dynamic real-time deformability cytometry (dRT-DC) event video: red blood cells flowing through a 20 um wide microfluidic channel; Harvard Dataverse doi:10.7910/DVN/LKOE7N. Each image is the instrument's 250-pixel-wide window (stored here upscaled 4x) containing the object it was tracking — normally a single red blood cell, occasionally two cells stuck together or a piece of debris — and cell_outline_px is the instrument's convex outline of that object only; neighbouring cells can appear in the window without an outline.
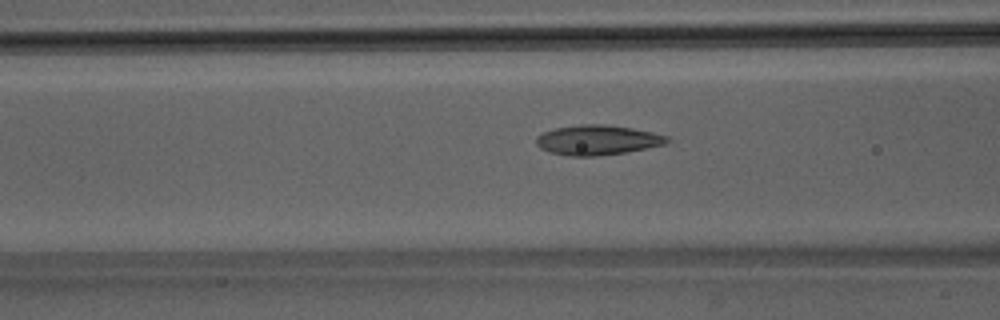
{"species": "Egyptian fruit bat (a non-hibernating species)", "species_latin": "Rousettus aegyptiacus", "temperature_condition": "room temperature", "stored_images_in_passage": 43, "camera_frame_rate_fps": 3000, "um_per_image_px": 0.085, "animal": {"sex": "male"}, "frame": {"image": 1, "passage_image": 13, "time_ms": 4.0, "image_size_px": [1000, 320], "cell_outline_px": [[668, 144], [624, 152], [596, 156], [568, 156], [548, 152], [540, 148], [536, 144], [536, 136], [544, 132], [556, 128], [580, 124], [608, 124], [632, 128], [652, 132], [668, 136]], "centroid_in_image_um": [50.77, 11.9], "position_along_channel_um": 115.8, "area_um2": 22.83}}
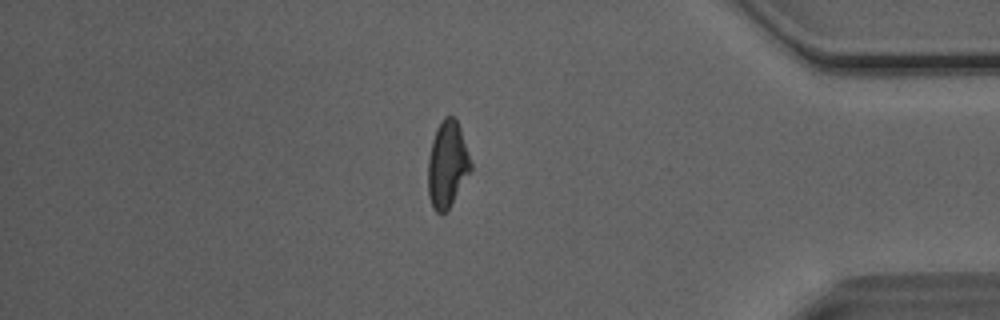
{"frame": {"image": 2, "passage_image": 36, "time_ms": 11.667, "image_size_px": [1000, 320], "cell_outline_px": [[472, 168], [448, 208], [444, 212], [436, 212], [432, 208], [428, 196], [428, 160], [432, 140], [436, 128], [444, 116], [452, 116], [456, 120], [460, 128], [472, 164]], "centroid_in_image_um": [38.0, 13.95], "position_along_channel_um": 397.2, "area_um2": 21.21}}
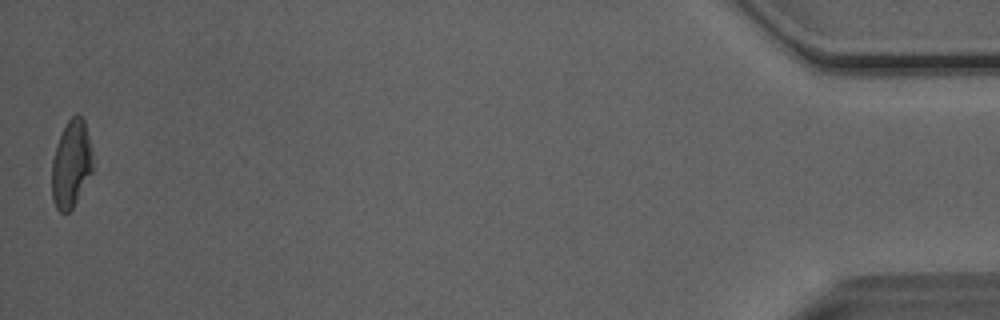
{"frame": {"image": 3, "passage_image": 43, "time_ms": 14.0, "image_size_px": [1000, 320], "cell_outline_px": [[92, 172], [72, 208], [68, 212], [60, 212], [56, 208], [52, 200], [52, 160], [56, 144], [68, 120], [76, 112], [84, 120], [92, 152]], "centroid_in_image_um": [6.04, 13.94], "position_along_channel_um": 429.2, "area_um2": 20.63}, "authors_computed_cell_mechanics": {"area_um2": 21.7906, "velocity_mm_per_s": 4.0891, "shape_relaxation_time_tau1_ms": 7.5754, "shape_relaxation_time_tau2_ms": 1.2573, "deformation_change_tau1": 0.2354, "deformation_change_tau2": 0.1043}}